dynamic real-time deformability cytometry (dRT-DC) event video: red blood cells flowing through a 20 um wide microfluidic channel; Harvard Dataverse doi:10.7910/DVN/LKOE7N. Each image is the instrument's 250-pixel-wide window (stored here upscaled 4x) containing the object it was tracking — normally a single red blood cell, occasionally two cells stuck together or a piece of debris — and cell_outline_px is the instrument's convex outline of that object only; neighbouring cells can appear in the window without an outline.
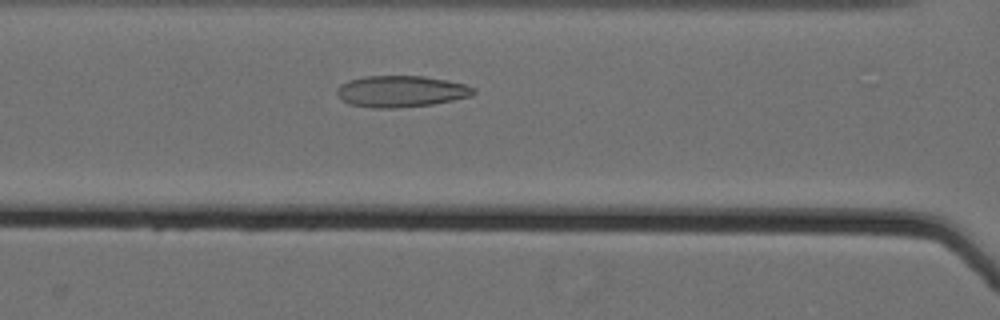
{"species": "Egyptian fruit bat (a non-hibernating species)", "species_latin": "Rousettus aegyptiacus", "temperature_condition": "cold", "stored_images_in_passage": 42, "camera_frame_rate_fps": 3000, "um_per_image_px": 0.085, "animal": {"sex": "female"}, "frame": {"image": 1, "passage_image": 17, "time_ms": 5.333, "image_size_px": [1000, 320], "cell_outline_px": [[476, 92], [472, 96], [432, 104], [396, 108], [372, 108], [348, 104], [336, 92], [336, 88], [340, 84], [348, 80], [364, 76], [424, 76], [448, 80], [464, 84], [476, 88]], "centroid_in_image_um": [34.09, 7.76], "position_along_channel_um": 132.5, "area_um2": 25.14}}
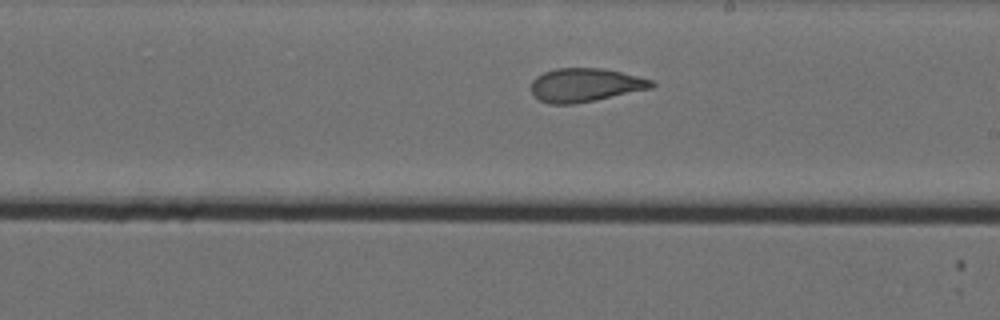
{"frame": {"image": 2, "passage_image": 26, "time_ms": 8.333, "image_size_px": [1000, 320], "cell_outline_px": [[656, 84], [652, 88], [596, 100], [572, 104], [548, 104], [532, 96], [532, 80], [536, 76], [544, 72], [556, 68], [600, 68], [620, 72], [652, 80]], "centroid_in_image_um": [49.71, 7.23], "position_along_channel_um": 239.3, "area_um2": 23.52}}
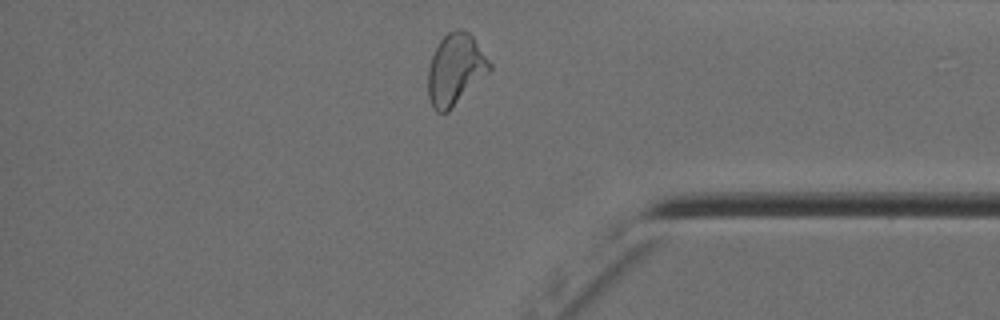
{"frame": {"image": 3, "passage_image": 40, "time_ms": 13.0, "image_size_px": [1000, 320], "cell_outline_px": [[492, 68], [448, 112], [436, 112], [432, 108], [428, 96], [428, 68], [432, 56], [440, 40], [448, 32], [456, 28], [464, 28], [472, 36], [492, 64]], "centroid_in_image_um": [38.69, 5.89], "position_along_channel_um": 396.5, "area_um2": 25.37}, "authors_computed_cell_mechanics": {"area_um2": 24.276, "velocity_mm_per_s": 3.558, "shape_relaxation_time_tau1_ms": null, "shape_relaxation_time_tau2_ms": 2.037, "deformation_change_tau1": null, "deformation_change_tau2": 0.0948}}